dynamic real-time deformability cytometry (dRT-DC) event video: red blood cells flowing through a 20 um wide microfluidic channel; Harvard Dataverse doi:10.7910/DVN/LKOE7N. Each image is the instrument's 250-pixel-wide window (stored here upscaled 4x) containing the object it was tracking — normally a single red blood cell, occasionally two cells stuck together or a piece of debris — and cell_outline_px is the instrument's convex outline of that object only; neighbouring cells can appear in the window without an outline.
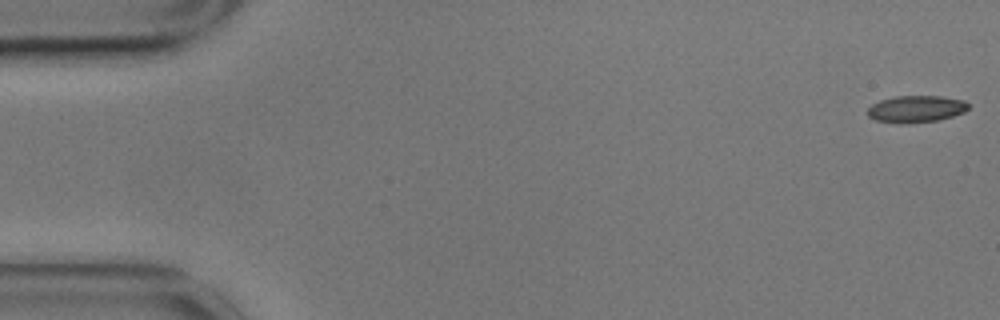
{"species": "common noctule bat (a hibernating species)", "species_latin": "Nyctalus noctula", "temperature_condition": "cold", "stored_images_in_passage": 7, "camera_frame_rate_fps": 3000, "um_per_image_px": 0.085, "animal": {"sex": "male", "body_mass_g": 17.9}, "frame": {"image": 1, "passage_image": 1, "time_ms": 0.0, "image_size_px": [1000, 320], "cell_outline_px": [[968, 108], [964, 112], [952, 116], [936, 120], [900, 124], [876, 120], [868, 116], [868, 108], [872, 104], [880, 100], [896, 96], [940, 96], [964, 100], [968, 104]], "centroid_in_image_um": [77.85, 9.26], "position_along_channel_um": 7.2, "area_um2": 15.66}}